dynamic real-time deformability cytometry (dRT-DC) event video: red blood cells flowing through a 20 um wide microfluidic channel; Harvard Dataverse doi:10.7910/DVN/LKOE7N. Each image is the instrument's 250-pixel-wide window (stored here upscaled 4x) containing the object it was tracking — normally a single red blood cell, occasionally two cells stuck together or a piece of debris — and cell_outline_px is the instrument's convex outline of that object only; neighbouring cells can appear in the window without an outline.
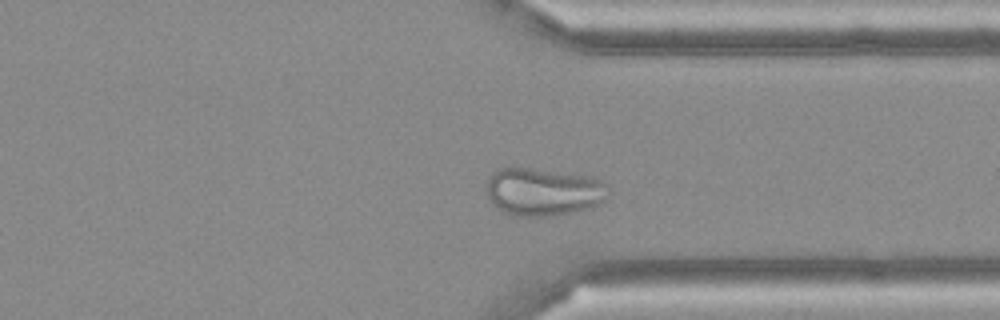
{"species": "Egyptian fruit bat (a non-hibernating species)", "species_latin": "Rousettus aegyptiacus", "temperature_condition": "cold", "stored_images_in_passage": 48, "camera_frame_rate_fps": 3000, "um_per_image_px": 0.085, "frame": {"image": 1, "passage_image": 35, "time_ms": 11.333, "image_size_px": [1000, 320], "cell_outline_px": [[608, 196], [604, 200], [588, 208], [572, 212], [548, 216], [516, 216], [504, 212], [496, 208], [492, 204], [484, 188], [488, 176], [500, 168], [524, 168], [592, 176], [604, 180], [608, 192]], "centroid_in_image_um": [46.14, 16.3], "position_along_channel_um": 365.3, "area_um2": 33.99}}